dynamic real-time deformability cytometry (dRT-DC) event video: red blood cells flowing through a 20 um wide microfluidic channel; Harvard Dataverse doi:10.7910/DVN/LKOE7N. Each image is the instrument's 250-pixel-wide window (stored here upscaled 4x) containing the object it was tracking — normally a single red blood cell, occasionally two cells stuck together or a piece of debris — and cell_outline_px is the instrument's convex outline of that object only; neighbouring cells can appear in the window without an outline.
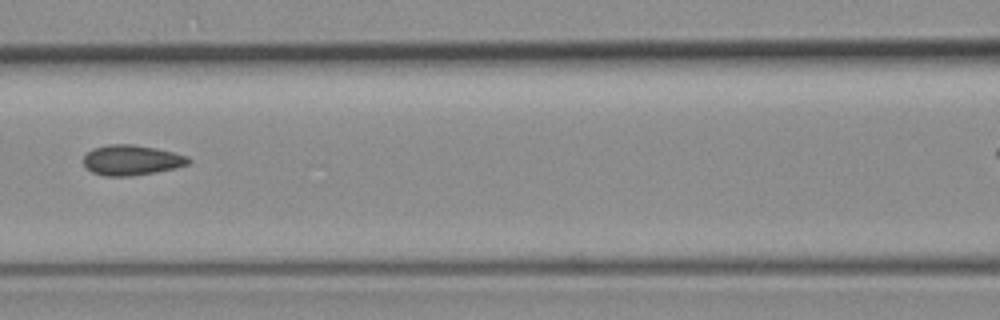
{"species": "common noctule bat (a hibernating species)", "species_latin": "Nyctalus noctula", "temperature_condition": "room temperature", "stored_images_in_passage": 5, "camera_frame_rate_fps": 3000, "um_per_image_px": 0.085, "animal": {"sex": "female", "body_mass_g": 19.3, "forearm_length_mm": 54.1}, "frame": {"image": 1, "passage_image": 5, "time_ms": 4.667, "image_size_px": [1000, 320], "cell_outline_px": [[192, 160], [188, 164], [176, 168], [156, 172], [132, 176], [104, 176], [92, 172], [84, 168], [84, 156], [92, 148], [108, 144], [132, 144], [156, 148], [188, 156]], "centroid_in_image_um": [11.17, 13.61], "position_along_channel_um": 155.4, "area_um2": 18.67}}